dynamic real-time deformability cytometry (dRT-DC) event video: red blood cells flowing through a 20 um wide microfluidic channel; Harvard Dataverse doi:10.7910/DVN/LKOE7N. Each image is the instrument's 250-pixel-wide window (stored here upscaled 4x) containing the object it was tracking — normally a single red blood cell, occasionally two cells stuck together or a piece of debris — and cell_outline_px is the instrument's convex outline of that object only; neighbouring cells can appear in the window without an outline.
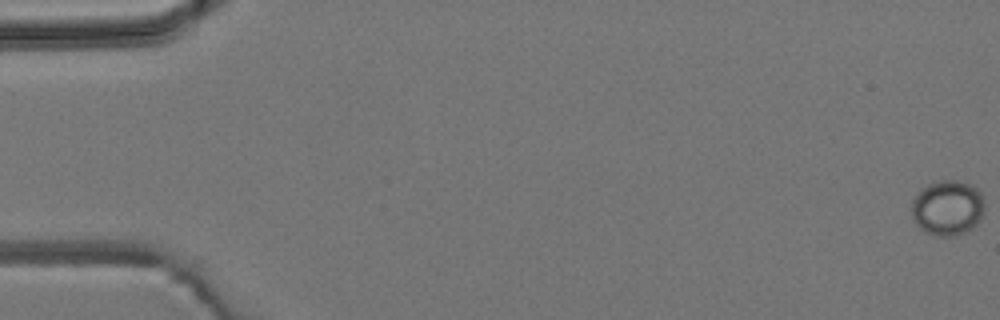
{"species": "common noctule bat (a hibernating species)", "species_latin": "Nyctalus noctula", "temperature_condition": "room temperature", "stored_images_in_passage": 4, "camera_frame_rate_fps": 3000, "um_per_image_px": 0.085, "animal": {"sex": "male", "body_mass_g": 19.2, "forearm_length_mm": 51.8}, "frame": {"image": 1, "passage_image": 1, "time_ms": 0.0, "image_size_px": [1000, 320], "cell_outline_px": [[984, 208], [976, 224], [972, 228], [956, 236], [932, 236], [924, 232], [916, 224], [912, 216], [912, 200], [928, 184], [940, 180], [956, 180], [968, 184], [976, 188], [980, 192], [984, 204]], "centroid_in_image_um": [80.52, 17.69], "position_along_channel_um": 4.5, "area_um2": 23.29}}